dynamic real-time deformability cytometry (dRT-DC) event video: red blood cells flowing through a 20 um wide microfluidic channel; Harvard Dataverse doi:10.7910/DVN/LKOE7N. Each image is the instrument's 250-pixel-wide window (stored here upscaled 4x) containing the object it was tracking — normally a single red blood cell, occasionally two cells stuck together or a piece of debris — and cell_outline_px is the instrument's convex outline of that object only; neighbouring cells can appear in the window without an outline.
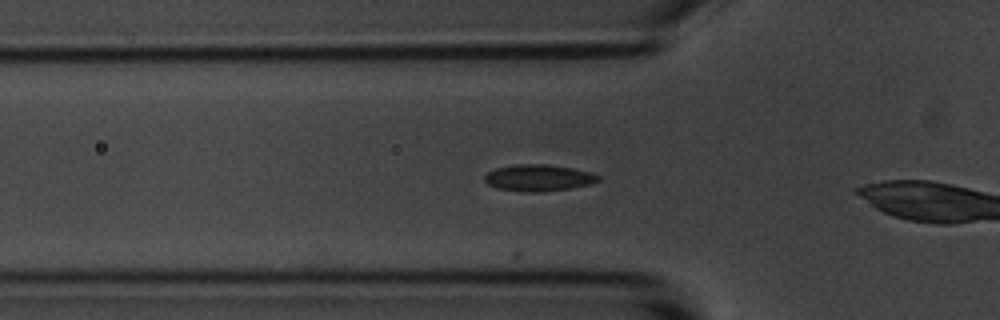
{"species": "common noctule bat (a hibernating species)", "species_latin": "Nyctalus noctula", "temperature_condition": "room temperature", "stored_images_in_passage": 8, "camera_frame_rate_fps": 3000, "um_per_image_px": 0.085, "animal": {"sex": "male", "body_mass_g": 20.1, "forearm_length_mm": 53.5}, "frame": {"image": 1, "passage_image": 6, "time_ms": 1.667, "image_size_px": [1000, 320], "cell_outline_px": [[600, 180], [592, 184], [568, 188], [540, 192], [528, 192], [496, 188], [488, 184], [484, 180], [484, 176], [488, 172], [496, 168], [516, 164], [544, 164], [572, 168], [592, 172], [600, 176]], "centroid_in_image_um": [45.78, 15.11], "position_along_channel_um": 80.0, "area_um2": 17.57}}